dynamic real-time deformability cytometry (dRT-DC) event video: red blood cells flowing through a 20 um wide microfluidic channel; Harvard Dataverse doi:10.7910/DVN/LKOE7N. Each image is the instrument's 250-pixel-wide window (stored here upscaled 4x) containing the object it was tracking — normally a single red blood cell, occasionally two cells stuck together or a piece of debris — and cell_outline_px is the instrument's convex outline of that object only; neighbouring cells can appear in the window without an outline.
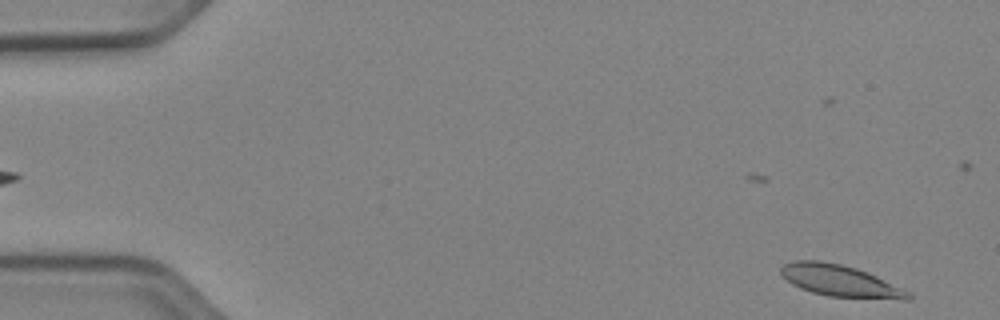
{"species": "Egyptian fruit bat (a non-hibernating species)", "species_latin": "Rousettus aegyptiacus", "temperature_condition": "cold", "stored_images_in_passage": 46, "camera_frame_rate_fps": 3000, "um_per_image_px": 0.085, "animal": {"sex": "female"}, "frame": {"image": 1, "passage_image": 1, "time_ms": 0.0, "image_size_px": [1000, 320], "cell_outline_px": [[912, 300], [904, 300], [828, 296], [812, 292], [800, 288], [792, 284], [780, 272], [780, 268], [784, 264], [796, 260], [820, 260], [840, 264], [856, 268], [876, 276], [912, 292]], "centroid_in_image_um": [71.46, 23.88], "position_along_channel_um": 13.5, "area_um2": 23.47}}
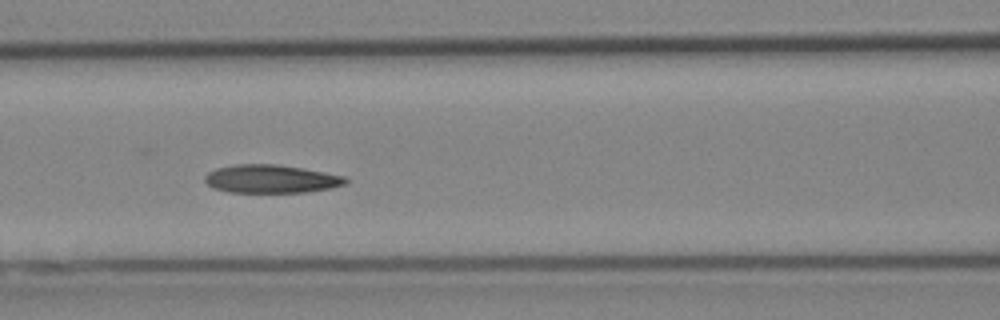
{"frame": {"image": 2, "passage_image": 21, "time_ms": 6.667, "image_size_px": [1000, 320], "cell_outline_px": [[348, 180], [344, 184], [332, 188], [308, 192], [228, 192], [212, 188], [204, 180], [204, 176], [208, 172], [216, 168], [236, 164], [276, 164], [300, 168], [344, 176]], "centroid_in_image_um": [22.99, 15.21], "position_along_channel_um": 143.6, "area_um2": 23.06}}
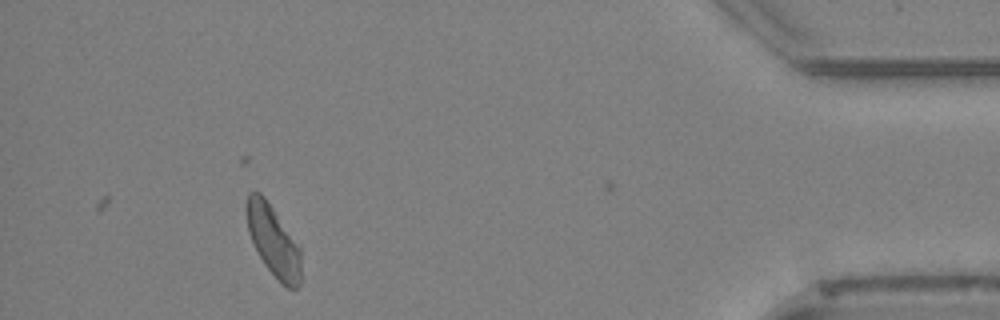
{"frame": {"image": 3, "passage_image": 46, "time_ms": 15.0, "image_size_px": [1000, 320], "cell_outline_px": [[300, 284], [296, 288], [288, 288], [280, 284], [264, 264], [248, 232], [244, 208], [244, 204], [248, 192], [260, 192], [264, 196], [300, 248]], "centroid_in_image_um": [23.18, 20.46], "position_along_channel_um": 412.0, "area_um2": 22.43}, "authors_computed_cell_mechanics": {"area_um2": 23.0333, "velocity_mm_per_s": 3.9014, "shape_relaxation_time_tau1_ms": 5.9033, "shape_relaxation_time_tau2_ms": 4.6379, "deformation_change_tau1": 0.161, "deformation_change_tau2": 0.1036}}